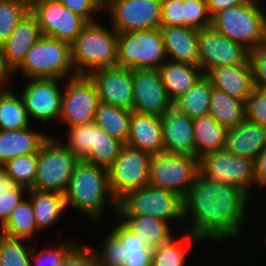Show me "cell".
Instances as JSON below:
<instances>
[{"label":"cell","mask_w":266,"mask_h":266,"mask_svg":"<svg viewBox=\"0 0 266 266\" xmlns=\"http://www.w3.org/2000/svg\"><path fill=\"white\" fill-rule=\"evenodd\" d=\"M250 198L236 186L214 182L199 173L183 199V216L193 215L191 226L186 231L202 240L222 241L237 237L242 231Z\"/></svg>","instance_id":"1"},{"label":"cell","mask_w":266,"mask_h":266,"mask_svg":"<svg viewBox=\"0 0 266 266\" xmlns=\"http://www.w3.org/2000/svg\"><path fill=\"white\" fill-rule=\"evenodd\" d=\"M108 194L117 212L118 203L110 191L108 170L80 160L70 178L64 198L66 206H74L82 214L98 221L103 215Z\"/></svg>","instance_id":"2"},{"label":"cell","mask_w":266,"mask_h":266,"mask_svg":"<svg viewBox=\"0 0 266 266\" xmlns=\"http://www.w3.org/2000/svg\"><path fill=\"white\" fill-rule=\"evenodd\" d=\"M118 33L98 22L87 23L71 44L73 75H88L96 69L117 65ZM89 68V69H88Z\"/></svg>","instance_id":"3"},{"label":"cell","mask_w":266,"mask_h":266,"mask_svg":"<svg viewBox=\"0 0 266 266\" xmlns=\"http://www.w3.org/2000/svg\"><path fill=\"white\" fill-rule=\"evenodd\" d=\"M257 1L246 0L242 5L221 10L212 17L211 25L251 51L266 41V16Z\"/></svg>","instance_id":"4"},{"label":"cell","mask_w":266,"mask_h":266,"mask_svg":"<svg viewBox=\"0 0 266 266\" xmlns=\"http://www.w3.org/2000/svg\"><path fill=\"white\" fill-rule=\"evenodd\" d=\"M160 28L118 33L117 65L129 69L158 70L166 61Z\"/></svg>","instance_id":"5"},{"label":"cell","mask_w":266,"mask_h":266,"mask_svg":"<svg viewBox=\"0 0 266 266\" xmlns=\"http://www.w3.org/2000/svg\"><path fill=\"white\" fill-rule=\"evenodd\" d=\"M199 173V158L187 154L162 152L152 155L149 185L172 191L184 199Z\"/></svg>","instance_id":"6"},{"label":"cell","mask_w":266,"mask_h":266,"mask_svg":"<svg viewBox=\"0 0 266 266\" xmlns=\"http://www.w3.org/2000/svg\"><path fill=\"white\" fill-rule=\"evenodd\" d=\"M71 68H74L71 44L42 35L27 52L17 69L22 70L29 79H63Z\"/></svg>","instance_id":"7"},{"label":"cell","mask_w":266,"mask_h":266,"mask_svg":"<svg viewBox=\"0 0 266 266\" xmlns=\"http://www.w3.org/2000/svg\"><path fill=\"white\" fill-rule=\"evenodd\" d=\"M79 161L62 143L49 137L38 153L33 189L64 194Z\"/></svg>","instance_id":"8"},{"label":"cell","mask_w":266,"mask_h":266,"mask_svg":"<svg viewBox=\"0 0 266 266\" xmlns=\"http://www.w3.org/2000/svg\"><path fill=\"white\" fill-rule=\"evenodd\" d=\"M102 253L92 250L96 266H152V249L123 221L108 234Z\"/></svg>","instance_id":"9"},{"label":"cell","mask_w":266,"mask_h":266,"mask_svg":"<svg viewBox=\"0 0 266 266\" xmlns=\"http://www.w3.org/2000/svg\"><path fill=\"white\" fill-rule=\"evenodd\" d=\"M117 213L151 216L169 222L183 219V199L172 191L146 185L122 198Z\"/></svg>","instance_id":"10"},{"label":"cell","mask_w":266,"mask_h":266,"mask_svg":"<svg viewBox=\"0 0 266 266\" xmlns=\"http://www.w3.org/2000/svg\"><path fill=\"white\" fill-rule=\"evenodd\" d=\"M152 155L124 145L115 163L108 169L109 187L118 203L129 193L149 185Z\"/></svg>","instance_id":"11"},{"label":"cell","mask_w":266,"mask_h":266,"mask_svg":"<svg viewBox=\"0 0 266 266\" xmlns=\"http://www.w3.org/2000/svg\"><path fill=\"white\" fill-rule=\"evenodd\" d=\"M200 173L214 182L226 183L245 191L255 184L254 160L235 156L225 149L206 152L200 157Z\"/></svg>","instance_id":"12"},{"label":"cell","mask_w":266,"mask_h":266,"mask_svg":"<svg viewBox=\"0 0 266 266\" xmlns=\"http://www.w3.org/2000/svg\"><path fill=\"white\" fill-rule=\"evenodd\" d=\"M62 95L60 120L69 127L94 122L99 101L95 83L89 75L68 76Z\"/></svg>","instance_id":"13"},{"label":"cell","mask_w":266,"mask_h":266,"mask_svg":"<svg viewBox=\"0 0 266 266\" xmlns=\"http://www.w3.org/2000/svg\"><path fill=\"white\" fill-rule=\"evenodd\" d=\"M104 7L117 33L160 28L161 0H110Z\"/></svg>","instance_id":"14"},{"label":"cell","mask_w":266,"mask_h":266,"mask_svg":"<svg viewBox=\"0 0 266 266\" xmlns=\"http://www.w3.org/2000/svg\"><path fill=\"white\" fill-rule=\"evenodd\" d=\"M30 12L36 17L41 34L72 44L87 22L58 0H38Z\"/></svg>","instance_id":"15"},{"label":"cell","mask_w":266,"mask_h":266,"mask_svg":"<svg viewBox=\"0 0 266 266\" xmlns=\"http://www.w3.org/2000/svg\"><path fill=\"white\" fill-rule=\"evenodd\" d=\"M198 45V66L204 75L214 67L248 62L249 51L221 34L212 25L199 30Z\"/></svg>","instance_id":"16"},{"label":"cell","mask_w":266,"mask_h":266,"mask_svg":"<svg viewBox=\"0 0 266 266\" xmlns=\"http://www.w3.org/2000/svg\"><path fill=\"white\" fill-rule=\"evenodd\" d=\"M133 111L163 117L172 107L158 70L132 69Z\"/></svg>","instance_id":"17"},{"label":"cell","mask_w":266,"mask_h":266,"mask_svg":"<svg viewBox=\"0 0 266 266\" xmlns=\"http://www.w3.org/2000/svg\"><path fill=\"white\" fill-rule=\"evenodd\" d=\"M23 87L21 97L24 102L28 118L49 122L59 119L63 93L59 90V78H32Z\"/></svg>","instance_id":"18"},{"label":"cell","mask_w":266,"mask_h":266,"mask_svg":"<svg viewBox=\"0 0 266 266\" xmlns=\"http://www.w3.org/2000/svg\"><path fill=\"white\" fill-rule=\"evenodd\" d=\"M88 75L96 85L101 103L133 111L132 69L118 66L99 68Z\"/></svg>","instance_id":"19"},{"label":"cell","mask_w":266,"mask_h":266,"mask_svg":"<svg viewBox=\"0 0 266 266\" xmlns=\"http://www.w3.org/2000/svg\"><path fill=\"white\" fill-rule=\"evenodd\" d=\"M164 152L196 157L193 119L172 107L161 117Z\"/></svg>","instance_id":"20"},{"label":"cell","mask_w":266,"mask_h":266,"mask_svg":"<svg viewBox=\"0 0 266 266\" xmlns=\"http://www.w3.org/2000/svg\"><path fill=\"white\" fill-rule=\"evenodd\" d=\"M41 36L37 19L29 12L1 44L5 65L11 73L17 72L27 52Z\"/></svg>","instance_id":"21"},{"label":"cell","mask_w":266,"mask_h":266,"mask_svg":"<svg viewBox=\"0 0 266 266\" xmlns=\"http://www.w3.org/2000/svg\"><path fill=\"white\" fill-rule=\"evenodd\" d=\"M205 76L210 80L212 87L244 102L255 87L249 61L246 64L214 67Z\"/></svg>","instance_id":"22"},{"label":"cell","mask_w":266,"mask_h":266,"mask_svg":"<svg viewBox=\"0 0 266 266\" xmlns=\"http://www.w3.org/2000/svg\"><path fill=\"white\" fill-rule=\"evenodd\" d=\"M126 145L151 155L164 152L161 117L131 111Z\"/></svg>","instance_id":"23"},{"label":"cell","mask_w":266,"mask_h":266,"mask_svg":"<svg viewBox=\"0 0 266 266\" xmlns=\"http://www.w3.org/2000/svg\"><path fill=\"white\" fill-rule=\"evenodd\" d=\"M266 145V128L245 119L228 129L224 149L232 155L255 160Z\"/></svg>","instance_id":"24"},{"label":"cell","mask_w":266,"mask_h":266,"mask_svg":"<svg viewBox=\"0 0 266 266\" xmlns=\"http://www.w3.org/2000/svg\"><path fill=\"white\" fill-rule=\"evenodd\" d=\"M160 30L171 61L198 66V30L186 26L160 27Z\"/></svg>","instance_id":"25"},{"label":"cell","mask_w":266,"mask_h":266,"mask_svg":"<svg viewBox=\"0 0 266 266\" xmlns=\"http://www.w3.org/2000/svg\"><path fill=\"white\" fill-rule=\"evenodd\" d=\"M49 138L44 133L34 132L30 126L24 129L0 131V163L30 153H39Z\"/></svg>","instance_id":"26"},{"label":"cell","mask_w":266,"mask_h":266,"mask_svg":"<svg viewBox=\"0 0 266 266\" xmlns=\"http://www.w3.org/2000/svg\"><path fill=\"white\" fill-rule=\"evenodd\" d=\"M168 97L174 102L204 75L199 66L181 62H165L159 69Z\"/></svg>","instance_id":"27"},{"label":"cell","mask_w":266,"mask_h":266,"mask_svg":"<svg viewBox=\"0 0 266 266\" xmlns=\"http://www.w3.org/2000/svg\"><path fill=\"white\" fill-rule=\"evenodd\" d=\"M121 217H124L123 222L152 250L173 237L169 222L151 216L122 215Z\"/></svg>","instance_id":"28"},{"label":"cell","mask_w":266,"mask_h":266,"mask_svg":"<svg viewBox=\"0 0 266 266\" xmlns=\"http://www.w3.org/2000/svg\"><path fill=\"white\" fill-rule=\"evenodd\" d=\"M208 115L214 117L227 130L235 128L246 119L245 102L213 87Z\"/></svg>","instance_id":"29"},{"label":"cell","mask_w":266,"mask_h":266,"mask_svg":"<svg viewBox=\"0 0 266 266\" xmlns=\"http://www.w3.org/2000/svg\"><path fill=\"white\" fill-rule=\"evenodd\" d=\"M39 230L54 224L61 217L66 207L64 194L58 192L28 189Z\"/></svg>","instance_id":"30"},{"label":"cell","mask_w":266,"mask_h":266,"mask_svg":"<svg viewBox=\"0 0 266 266\" xmlns=\"http://www.w3.org/2000/svg\"><path fill=\"white\" fill-rule=\"evenodd\" d=\"M212 89L210 80L203 75L191 89L173 102V107L191 119L206 116L209 112Z\"/></svg>","instance_id":"31"},{"label":"cell","mask_w":266,"mask_h":266,"mask_svg":"<svg viewBox=\"0 0 266 266\" xmlns=\"http://www.w3.org/2000/svg\"><path fill=\"white\" fill-rule=\"evenodd\" d=\"M193 123L197 158L200 159L206 152L224 149L227 129L214 117L202 116L193 119Z\"/></svg>","instance_id":"32"},{"label":"cell","mask_w":266,"mask_h":266,"mask_svg":"<svg viewBox=\"0 0 266 266\" xmlns=\"http://www.w3.org/2000/svg\"><path fill=\"white\" fill-rule=\"evenodd\" d=\"M131 111L99 103L95 114L94 123L108 135L126 144L129 139Z\"/></svg>","instance_id":"33"},{"label":"cell","mask_w":266,"mask_h":266,"mask_svg":"<svg viewBox=\"0 0 266 266\" xmlns=\"http://www.w3.org/2000/svg\"><path fill=\"white\" fill-rule=\"evenodd\" d=\"M39 230L31 200L22 201L13 209L8 220L1 226L0 233L19 239H29Z\"/></svg>","instance_id":"34"},{"label":"cell","mask_w":266,"mask_h":266,"mask_svg":"<svg viewBox=\"0 0 266 266\" xmlns=\"http://www.w3.org/2000/svg\"><path fill=\"white\" fill-rule=\"evenodd\" d=\"M18 97L8 88L0 89V131L30 126L22 97Z\"/></svg>","instance_id":"35"},{"label":"cell","mask_w":266,"mask_h":266,"mask_svg":"<svg viewBox=\"0 0 266 266\" xmlns=\"http://www.w3.org/2000/svg\"><path fill=\"white\" fill-rule=\"evenodd\" d=\"M124 145L95 124L94 146L83 161L108 170L115 163Z\"/></svg>","instance_id":"36"},{"label":"cell","mask_w":266,"mask_h":266,"mask_svg":"<svg viewBox=\"0 0 266 266\" xmlns=\"http://www.w3.org/2000/svg\"><path fill=\"white\" fill-rule=\"evenodd\" d=\"M186 242L175 241L172 237L168 242L152 250V266H184L188 245L199 242L201 238L186 231Z\"/></svg>","instance_id":"37"},{"label":"cell","mask_w":266,"mask_h":266,"mask_svg":"<svg viewBox=\"0 0 266 266\" xmlns=\"http://www.w3.org/2000/svg\"><path fill=\"white\" fill-rule=\"evenodd\" d=\"M38 153H30L9 160L4 164V172L17 185L33 189L37 176Z\"/></svg>","instance_id":"38"},{"label":"cell","mask_w":266,"mask_h":266,"mask_svg":"<svg viewBox=\"0 0 266 266\" xmlns=\"http://www.w3.org/2000/svg\"><path fill=\"white\" fill-rule=\"evenodd\" d=\"M24 240L0 233V266H32L29 257L37 249L22 244Z\"/></svg>","instance_id":"39"},{"label":"cell","mask_w":266,"mask_h":266,"mask_svg":"<svg viewBox=\"0 0 266 266\" xmlns=\"http://www.w3.org/2000/svg\"><path fill=\"white\" fill-rule=\"evenodd\" d=\"M68 133V142L62 144L79 160H83L94 146L95 123L70 127Z\"/></svg>","instance_id":"40"},{"label":"cell","mask_w":266,"mask_h":266,"mask_svg":"<svg viewBox=\"0 0 266 266\" xmlns=\"http://www.w3.org/2000/svg\"><path fill=\"white\" fill-rule=\"evenodd\" d=\"M30 8L16 0H0V45L4 43Z\"/></svg>","instance_id":"41"},{"label":"cell","mask_w":266,"mask_h":266,"mask_svg":"<svg viewBox=\"0 0 266 266\" xmlns=\"http://www.w3.org/2000/svg\"><path fill=\"white\" fill-rule=\"evenodd\" d=\"M185 26L201 30L211 26L212 17L206 0H183Z\"/></svg>","instance_id":"42"},{"label":"cell","mask_w":266,"mask_h":266,"mask_svg":"<svg viewBox=\"0 0 266 266\" xmlns=\"http://www.w3.org/2000/svg\"><path fill=\"white\" fill-rule=\"evenodd\" d=\"M245 116L250 122L266 128V90L253 88L245 101Z\"/></svg>","instance_id":"43"},{"label":"cell","mask_w":266,"mask_h":266,"mask_svg":"<svg viewBox=\"0 0 266 266\" xmlns=\"http://www.w3.org/2000/svg\"><path fill=\"white\" fill-rule=\"evenodd\" d=\"M254 86L266 90V41L249 51Z\"/></svg>","instance_id":"44"},{"label":"cell","mask_w":266,"mask_h":266,"mask_svg":"<svg viewBox=\"0 0 266 266\" xmlns=\"http://www.w3.org/2000/svg\"><path fill=\"white\" fill-rule=\"evenodd\" d=\"M185 26L183 0H161L160 27Z\"/></svg>","instance_id":"45"},{"label":"cell","mask_w":266,"mask_h":266,"mask_svg":"<svg viewBox=\"0 0 266 266\" xmlns=\"http://www.w3.org/2000/svg\"><path fill=\"white\" fill-rule=\"evenodd\" d=\"M78 246L75 243L62 244L58 248L43 249L35 255L36 266H60L65 258Z\"/></svg>","instance_id":"46"},{"label":"cell","mask_w":266,"mask_h":266,"mask_svg":"<svg viewBox=\"0 0 266 266\" xmlns=\"http://www.w3.org/2000/svg\"><path fill=\"white\" fill-rule=\"evenodd\" d=\"M63 6L83 18L87 23L95 22L93 13L104 9L98 0H58Z\"/></svg>","instance_id":"47"},{"label":"cell","mask_w":266,"mask_h":266,"mask_svg":"<svg viewBox=\"0 0 266 266\" xmlns=\"http://www.w3.org/2000/svg\"><path fill=\"white\" fill-rule=\"evenodd\" d=\"M23 193H28V189L18 185L15 189L0 194L1 226L8 220L13 209L22 201Z\"/></svg>","instance_id":"48"},{"label":"cell","mask_w":266,"mask_h":266,"mask_svg":"<svg viewBox=\"0 0 266 266\" xmlns=\"http://www.w3.org/2000/svg\"><path fill=\"white\" fill-rule=\"evenodd\" d=\"M60 266H96L92 249L78 245Z\"/></svg>","instance_id":"49"},{"label":"cell","mask_w":266,"mask_h":266,"mask_svg":"<svg viewBox=\"0 0 266 266\" xmlns=\"http://www.w3.org/2000/svg\"><path fill=\"white\" fill-rule=\"evenodd\" d=\"M255 184L266 186V145L254 160Z\"/></svg>","instance_id":"50"},{"label":"cell","mask_w":266,"mask_h":266,"mask_svg":"<svg viewBox=\"0 0 266 266\" xmlns=\"http://www.w3.org/2000/svg\"><path fill=\"white\" fill-rule=\"evenodd\" d=\"M246 0H206L208 10L213 17L216 13L221 10H225L229 7L242 5Z\"/></svg>","instance_id":"51"},{"label":"cell","mask_w":266,"mask_h":266,"mask_svg":"<svg viewBox=\"0 0 266 266\" xmlns=\"http://www.w3.org/2000/svg\"><path fill=\"white\" fill-rule=\"evenodd\" d=\"M10 76H11V71L5 65L2 54V47L0 45V88L6 86V83L9 82Z\"/></svg>","instance_id":"52"},{"label":"cell","mask_w":266,"mask_h":266,"mask_svg":"<svg viewBox=\"0 0 266 266\" xmlns=\"http://www.w3.org/2000/svg\"><path fill=\"white\" fill-rule=\"evenodd\" d=\"M18 185L5 173L0 178V194L15 189Z\"/></svg>","instance_id":"53"},{"label":"cell","mask_w":266,"mask_h":266,"mask_svg":"<svg viewBox=\"0 0 266 266\" xmlns=\"http://www.w3.org/2000/svg\"><path fill=\"white\" fill-rule=\"evenodd\" d=\"M31 8L38 0H16Z\"/></svg>","instance_id":"54"},{"label":"cell","mask_w":266,"mask_h":266,"mask_svg":"<svg viewBox=\"0 0 266 266\" xmlns=\"http://www.w3.org/2000/svg\"><path fill=\"white\" fill-rule=\"evenodd\" d=\"M4 173V164L0 163V178Z\"/></svg>","instance_id":"55"},{"label":"cell","mask_w":266,"mask_h":266,"mask_svg":"<svg viewBox=\"0 0 266 266\" xmlns=\"http://www.w3.org/2000/svg\"><path fill=\"white\" fill-rule=\"evenodd\" d=\"M103 6L106 5L110 0H98Z\"/></svg>","instance_id":"56"}]
</instances>
